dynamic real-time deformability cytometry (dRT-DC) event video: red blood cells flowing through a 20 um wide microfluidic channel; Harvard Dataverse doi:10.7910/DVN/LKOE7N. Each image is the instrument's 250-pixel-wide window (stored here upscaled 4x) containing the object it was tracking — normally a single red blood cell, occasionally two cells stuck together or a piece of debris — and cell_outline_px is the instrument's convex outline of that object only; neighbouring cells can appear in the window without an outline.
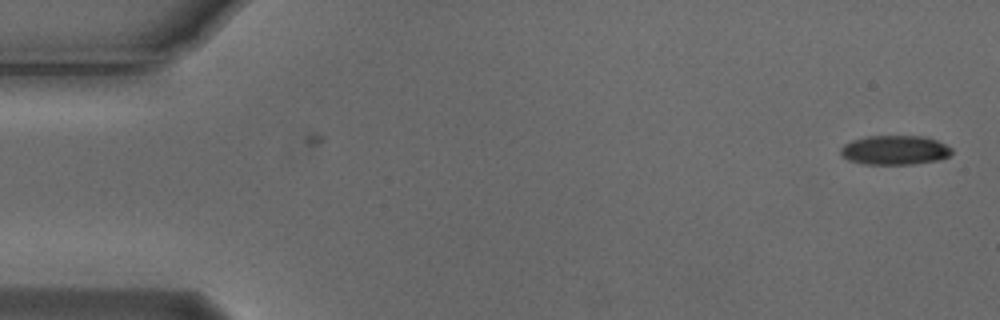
{"species": "Egyptian fruit bat (a non-hibernating species)", "species_latin": "Rousettus aegyptiacus", "temperature_condition": "cold", "stored_images_in_passage": 2, "camera_frame_rate_fps": 3000, "um_per_image_px": 0.085, "animal": {"sex": "male"}, "frame": {"image": 1, "passage_image": 1, "time_ms": 0.0, "image_size_px": [1000, 320], "cell_outline_px": [[952, 152], [948, 156], [940, 160], [912, 164], [864, 164], [848, 160], [840, 152], [840, 148], [844, 144], [852, 140], [868, 136], [924, 136], [936, 140], [952, 148]], "centroid_in_image_um": [76.06, 12.76], "position_along_channel_um": 8.9, "area_um2": 18.96}}